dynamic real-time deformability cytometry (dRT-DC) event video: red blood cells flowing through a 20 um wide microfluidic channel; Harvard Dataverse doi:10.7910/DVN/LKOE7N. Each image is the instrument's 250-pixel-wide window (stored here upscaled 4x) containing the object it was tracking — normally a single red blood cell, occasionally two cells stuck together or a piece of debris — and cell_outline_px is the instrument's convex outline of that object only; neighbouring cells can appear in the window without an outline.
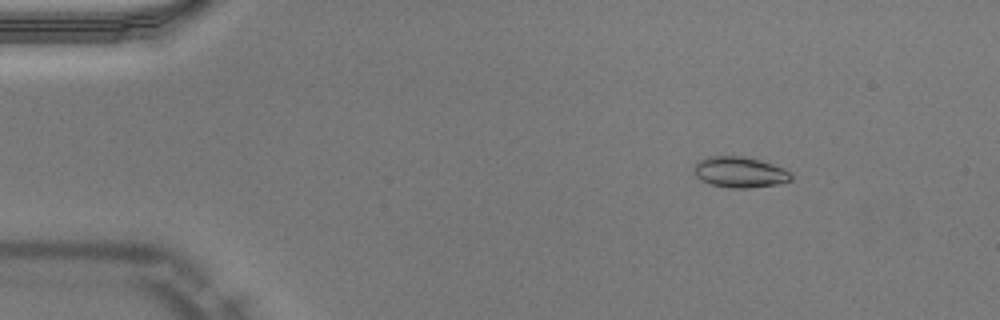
{"species": "Egyptian fruit bat (a non-hibernating species)", "species_latin": "Rousettus aegyptiacus", "temperature_condition": "warm", "stored_images_in_passage": 50, "camera_frame_rate_fps": 3000, "um_per_image_px": 0.085, "animal": {"sex": "male"}, "frame": {"image": 1, "passage_image": 6, "time_ms": 1.667, "image_size_px": [1000, 320], "cell_outline_px": [[792, 180], [776, 184], [752, 188], [728, 188], [712, 184], [696, 176], [692, 172], [692, 168], [696, 160], [708, 156], [748, 156], [784, 168], [792, 172]], "centroid_in_image_um": [62.86, 14.62], "position_along_channel_um": 22.1, "area_um2": 17.74}}
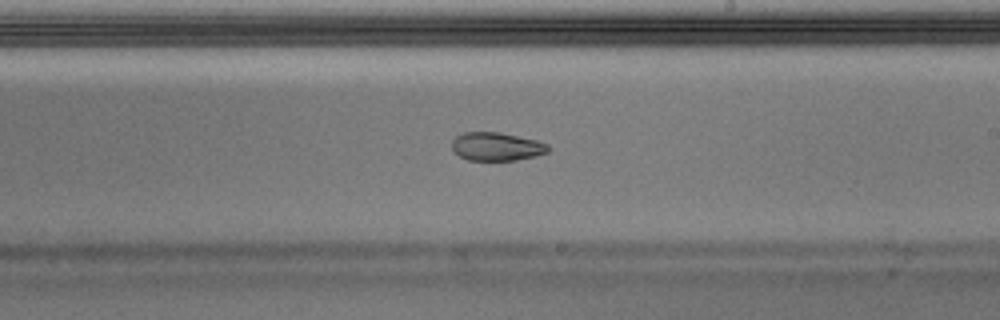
{"frame": {"image": 2, "passage_image": 29, "time_ms": 9.333, "image_size_px": [1000, 320], "cell_outline_px": [[552, 148], [548, 152], [536, 156], [516, 160], [468, 160], [460, 156], [452, 148], [452, 140], [456, 136], [464, 132], [500, 132], [536, 140], [548, 144]], "centroid_in_image_um": [42.24, 12.45], "position_along_channel_um": 246.8, "area_um2": 15.95}}
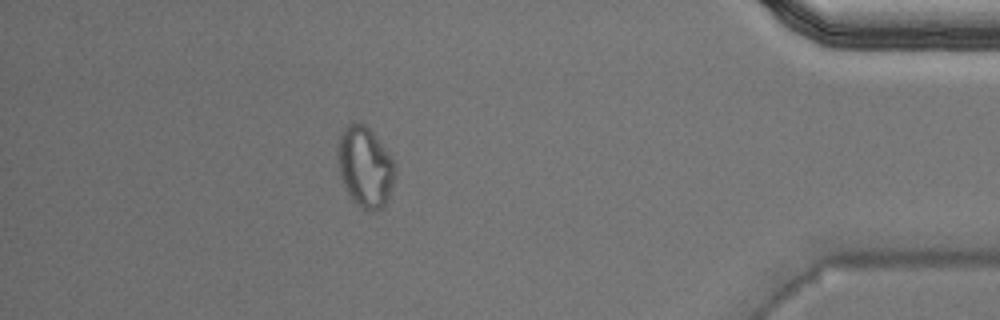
{"frame": {"image": 3, "passage_image": 44, "time_ms": 14.333, "image_size_px": [1000, 320], "cell_outline_px": [[396, 172], [388, 200], [380, 208], [372, 212], [368, 212], [352, 200], [344, 184], [340, 172], [336, 156], [336, 148], [340, 132], [352, 120], [360, 120], [372, 132], [392, 160], [396, 168]], "centroid_in_image_um": [31.0, 14.15], "position_along_channel_um": 404.2, "area_um2": 26.93}, "authors_computed_cell_mechanics": {"area_um2": 17.6579, "velocity_mm_per_s": 4.0013, "shape_relaxation_time_tau1_ms": null, "shape_relaxation_time_tau2_ms": 2.0609, "deformation_change_tau1": null, "deformation_change_tau2": 0.0619}}